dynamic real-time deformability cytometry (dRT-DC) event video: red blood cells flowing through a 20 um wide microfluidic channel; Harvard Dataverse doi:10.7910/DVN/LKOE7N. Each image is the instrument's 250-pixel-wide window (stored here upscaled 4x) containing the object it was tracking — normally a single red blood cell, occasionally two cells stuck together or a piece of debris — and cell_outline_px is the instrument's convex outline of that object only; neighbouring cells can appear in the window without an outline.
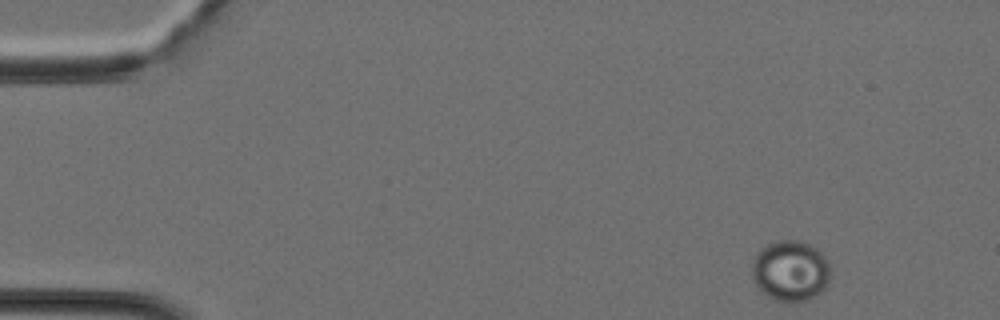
{"species": "Egyptian fruit bat (a non-hibernating species)", "species_latin": "Rousettus aegyptiacus", "temperature_condition": "cold", "stored_images_in_passage": 37, "camera_frame_rate_fps": 3000, "um_per_image_px": 0.085, "animal": {"sex": "female"}, "frame": {"image": 1, "passage_image": 1, "time_ms": 0.0, "image_size_px": [1000, 320], "cell_outline_px": [[828, 284], [816, 296], [804, 300], [788, 304], [772, 300], [756, 284], [752, 276], [752, 260], [756, 252], [760, 248], [776, 240], [804, 240], [812, 244], [828, 260]], "centroid_in_image_um": [67.17, 23.01], "position_along_channel_um": 17.8, "area_um2": 28.15}}
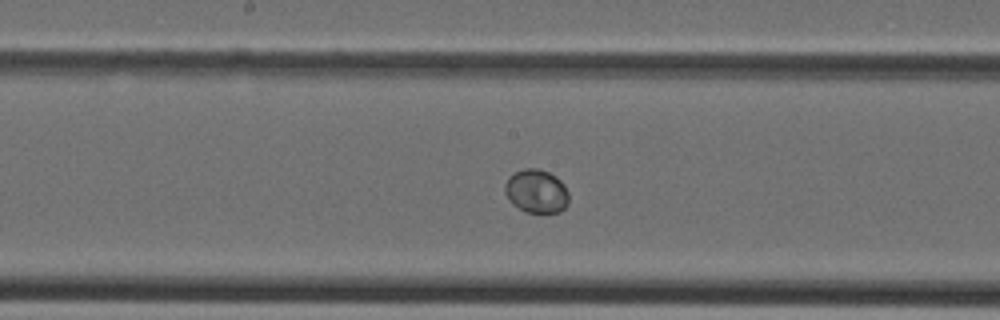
{"frame": {"image": 2, "passage_image": 18, "time_ms": 5.667, "image_size_px": [1000, 320], "cell_outline_px": [[568, 204], [560, 212], [524, 212], [512, 204], [504, 192], [504, 184], [508, 176], [524, 168], [536, 168], [548, 172], [556, 176], [564, 184], [568, 192]], "centroid_in_image_um": [45.57, 16.25], "position_along_channel_um": 202.6, "area_um2": 16.36}}
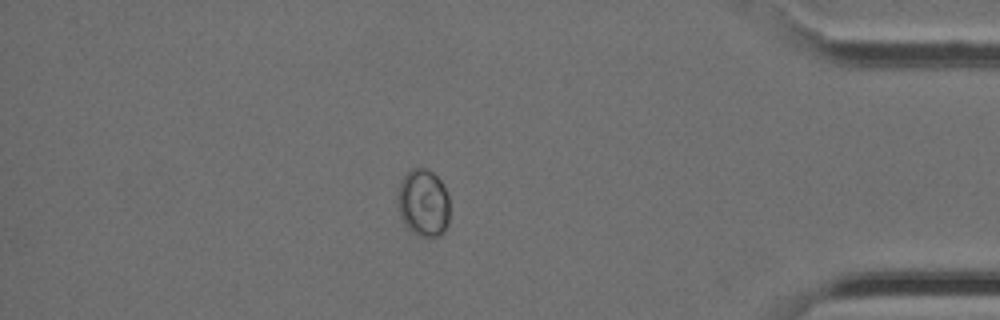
{"frame": {"image": 3, "passage_image": 32, "time_ms": 10.333, "image_size_px": [1000, 320], "cell_outline_px": [[448, 224], [444, 232], [440, 236], [428, 240], [416, 236], [404, 224], [400, 216], [396, 196], [396, 188], [400, 180], [412, 168], [424, 168], [432, 172], [444, 184], [448, 196]], "centroid_in_image_um": [35.96, 17.29], "position_along_channel_um": 399.2, "area_um2": 21.15}}